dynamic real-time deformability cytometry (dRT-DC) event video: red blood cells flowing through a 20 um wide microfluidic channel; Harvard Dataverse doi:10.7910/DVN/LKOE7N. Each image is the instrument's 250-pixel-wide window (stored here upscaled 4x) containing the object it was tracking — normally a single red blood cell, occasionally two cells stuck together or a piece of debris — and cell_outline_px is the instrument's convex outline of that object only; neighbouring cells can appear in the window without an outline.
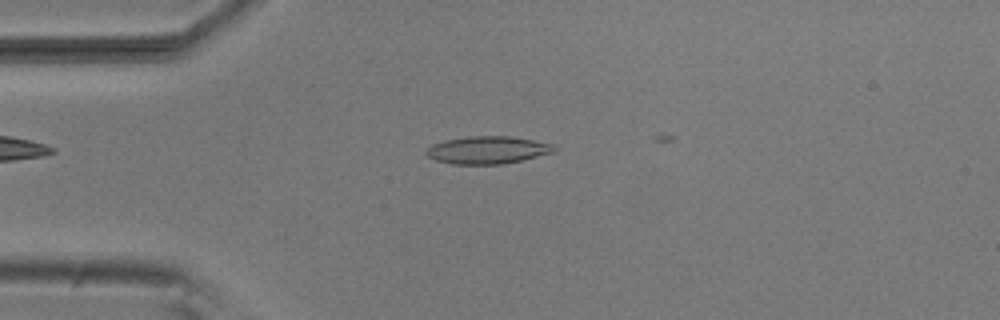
{"species": "common noctule bat (a hibernating species)", "species_latin": "Nyctalus noctula", "temperature_condition": "room temperature", "stored_images_in_passage": 16, "camera_frame_rate_fps": 3000, "um_per_image_px": 0.085, "animal": {"sex": "male", "body_mass_g": 20.5, "forearm_length_mm": 52.5}, "frame": {"image": 1, "passage_image": 11, "time_ms": 3.333, "image_size_px": [1000, 320], "cell_outline_px": [[556, 152], [504, 164], [452, 164], [436, 160], [428, 156], [424, 152], [432, 144], [444, 140], [468, 136], [508, 136], [556, 144]], "centroid_in_image_um": [41.46, 12.75], "position_along_channel_um": 43.5, "area_um2": 20.63}}
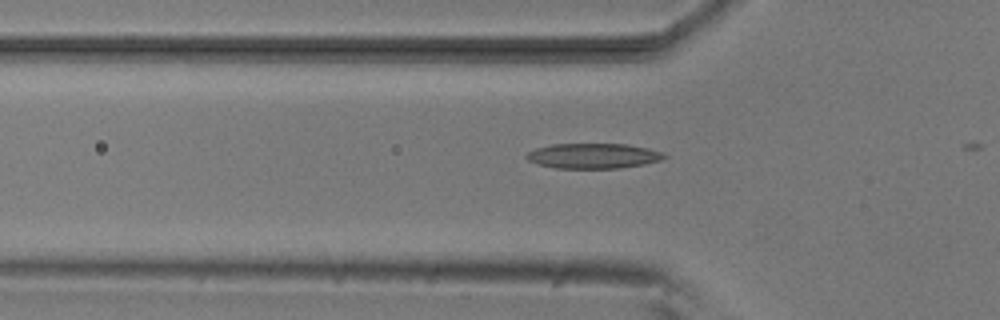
{"frame": {"image": 2, "passage_image": 15, "time_ms": 4.667, "image_size_px": [1000, 320], "cell_outline_px": [[668, 156], [660, 160], [644, 164], [620, 168], [556, 168], [536, 164], [528, 160], [524, 156], [528, 152], [536, 148], [552, 144], [624, 144], [648, 148], [664, 152]], "centroid_in_image_um": [50.42, 13.25], "position_along_channel_um": 75.4, "area_um2": 20.23}}